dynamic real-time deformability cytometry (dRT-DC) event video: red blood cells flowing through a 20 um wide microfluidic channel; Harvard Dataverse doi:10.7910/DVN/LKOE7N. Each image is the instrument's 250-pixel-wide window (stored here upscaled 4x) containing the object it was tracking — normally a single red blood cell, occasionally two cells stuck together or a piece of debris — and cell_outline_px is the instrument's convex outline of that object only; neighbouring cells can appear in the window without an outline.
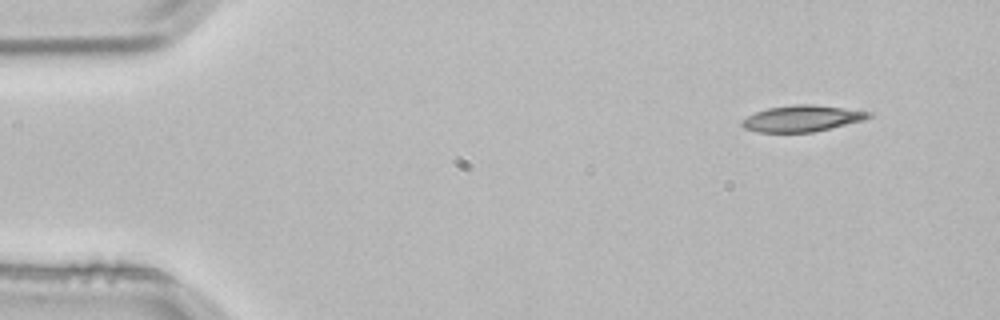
{"species": "common noctule bat (a hibernating species)", "species_latin": "Nyctalus noctula", "temperature_condition": "room temperature", "stored_images_in_passage": 3, "camera_frame_rate_fps": 3000, "um_per_image_px": 0.085, "animal": {"sex": "male", "body_mass_g": 21.5, "forearm_length_mm": 52.0}, "frame": {"image": 1, "passage_image": 1, "time_ms": 0.0, "image_size_px": [1000, 320], "cell_outline_px": [[872, 116], [864, 120], [812, 132], [756, 132], [744, 128], [740, 124], [748, 116], [756, 112], [768, 108], [792, 104], [812, 104], [872, 112]], "centroid_in_image_um": [68.16, 10.07], "position_along_channel_um": 16.8, "area_um2": 19.19}}